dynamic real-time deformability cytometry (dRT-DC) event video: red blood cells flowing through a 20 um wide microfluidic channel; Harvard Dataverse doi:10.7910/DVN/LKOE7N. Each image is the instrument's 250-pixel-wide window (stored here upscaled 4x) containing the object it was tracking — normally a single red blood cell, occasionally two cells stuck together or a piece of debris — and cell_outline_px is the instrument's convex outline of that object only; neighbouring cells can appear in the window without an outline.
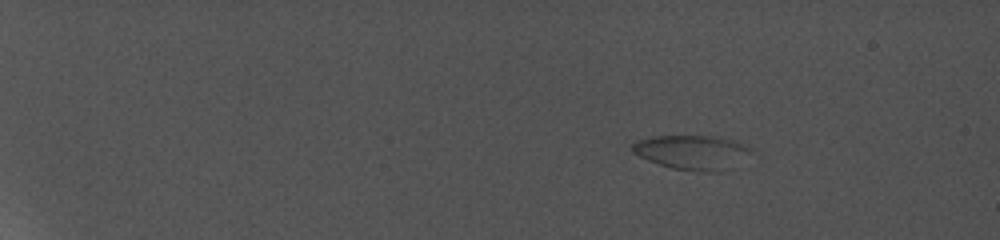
{"species": "common noctule bat (a hibernating species)", "species_latin": "Nyctalus noctula", "temperature_condition": "cold", "stored_images_in_passage": 17, "camera_frame_rate_fps": 5000, "um_per_image_px": 0.085, "animal": {"sex": "female", "body_mass_g": 19.0, "forearm_length_mm": 56.7}, "frame": {"image": 1, "passage_image": 1, "time_ms": 0.0, "image_size_px": [1000, 240], "cell_outline_px": [[736, 148], [692, 168], [676, 168], [660, 164], [636, 152], [632, 148], [632, 144], [640, 140], [660, 136], [704, 136], [720, 140], [732, 144]], "centroid_in_image_um": [57.95, 12.75], "position_along_channel_um": 27.1, "area_um2": 16.7}}
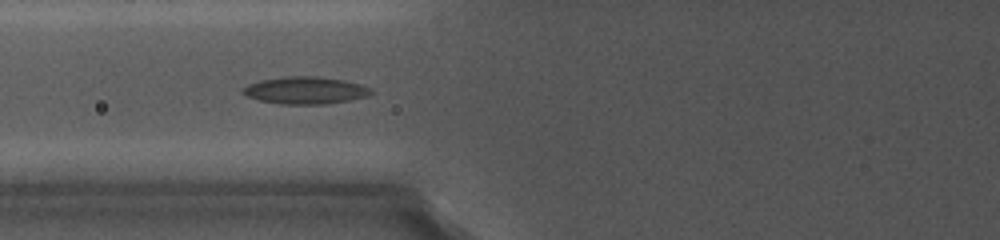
{"frame": {"image": 2, "passage_image": 9, "time_ms": 6.8, "image_size_px": [1000, 240], "cell_outline_px": [[372, 92], [364, 96], [348, 100], [324, 104], [280, 104], [260, 100], [248, 96], [244, 92], [244, 88], [252, 84], [264, 80], [284, 76], [316, 76], [344, 80], [360, 84], [372, 88]], "centroid_in_image_um": [26.0, 7.68], "position_along_channel_um": 99.8, "area_um2": 19.83}}
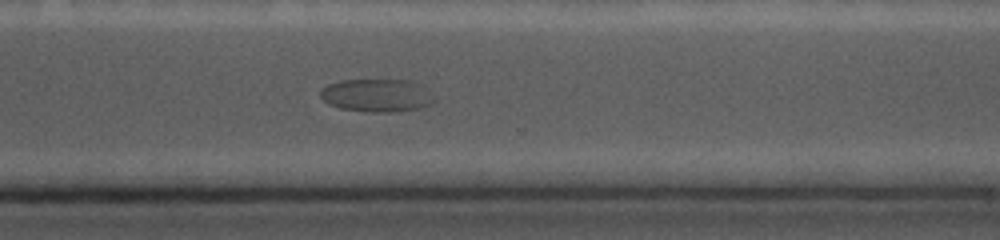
{"frame": {"image": 3, "passage_image": 17, "time_ms": 13.6, "image_size_px": [1000, 240], "cell_outline_px": [[428, 104], [416, 108], [384, 112], [368, 112], [340, 108], [328, 104], [320, 96], [320, 88], [328, 84], [340, 80], [408, 80], [412, 84]], "centroid_in_image_um": [31.67, 8.11], "position_along_channel_um": 338.9, "area_um2": 20.17}}